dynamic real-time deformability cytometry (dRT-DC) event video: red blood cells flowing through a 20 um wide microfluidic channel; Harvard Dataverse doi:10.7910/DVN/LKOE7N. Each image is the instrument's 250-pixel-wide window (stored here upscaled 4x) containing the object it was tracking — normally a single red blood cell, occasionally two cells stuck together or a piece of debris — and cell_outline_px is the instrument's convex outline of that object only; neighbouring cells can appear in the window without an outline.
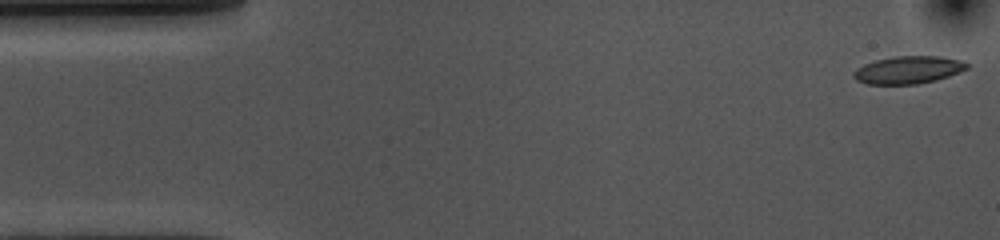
{"species": "common noctule bat (a hibernating species)", "species_latin": "Nyctalus noctula", "temperature_condition": "cold", "stored_images_in_passage": 54, "camera_frame_rate_fps": 3000, "um_per_image_px": 0.085, "animal": {"sex": "female", "body_mass_g": 10.0, "forearm_length_mm": 53.1}, "frame": {"image": 1, "passage_image": 1, "time_ms": 0.0, "image_size_px": [1000, 240], "cell_outline_px": [[968, 68], [960, 72], [936, 80], [916, 84], [868, 84], [856, 80], [852, 76], [852, 72], [856, 68], [864, 64], [876, 60], [896, 56], [940, 56], [960, 60], [968, 64]], "centroid_in_image_um": [77.18, 5.94], "position_along_channel_um": 7.8, "area_um2": 18.21}}
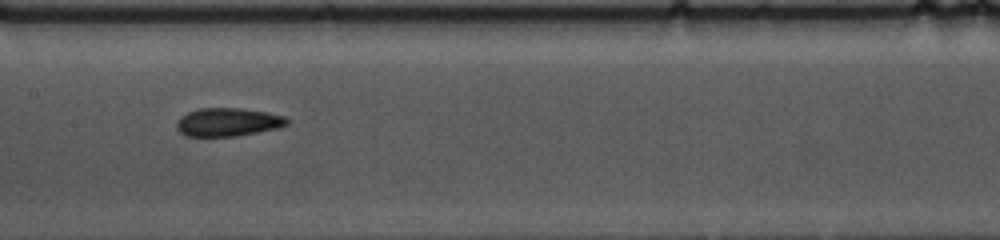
{"frame": {"image": 2, "passage_image": 25, "time_ms": 8.0, "image_size_px": [1000, 240], "cell_outline_px": [[288, 124], [280, 128], [236, 136], [184, 136], [176, 128], [176, 120], [180, 116], [188, 112], [200, 108], [240, 108], [268, 112], [284, 116], [288, 120]], "centroid_in_image_um": [19.36, 10.38], "position_along_channel_um": 188.0, "area_um2": 18.38}}
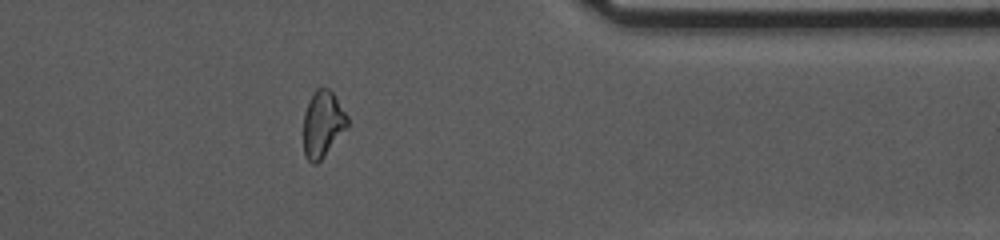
{"frame": {"image": 3, "passage_image": 43, "time_ms": 14.0, "image_size_px": [1000, 240], "cell_outline_px": [[348, 128], [324, 156], [316, 164], [312, 164], [304, 156], [304, 112], [308, 100], [316, 88], [328, 88], [332, 92], [348, 116]], "centroid_in_image_um": [27.43, 10.55], "position_along_channel_um": 384.0, "area_um2": 17.11}, "authors_computed_cell_mechanics": {"area_um2": 18.2648, "velocity_mm_per_s": 3.5938, "shape_relaxation_time_tau1_ms": 5.6702, "shape_relaxation_time_tau2_ms": 2.7534, "deformation_change_tau1": 0.1337, "deformation_change_tau2": 0.0793}}